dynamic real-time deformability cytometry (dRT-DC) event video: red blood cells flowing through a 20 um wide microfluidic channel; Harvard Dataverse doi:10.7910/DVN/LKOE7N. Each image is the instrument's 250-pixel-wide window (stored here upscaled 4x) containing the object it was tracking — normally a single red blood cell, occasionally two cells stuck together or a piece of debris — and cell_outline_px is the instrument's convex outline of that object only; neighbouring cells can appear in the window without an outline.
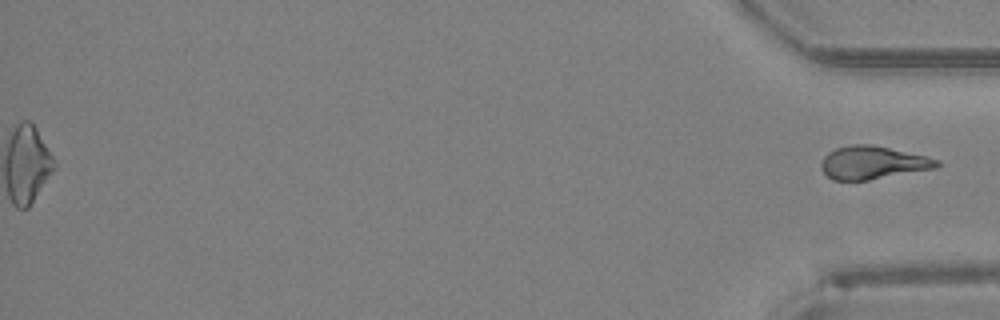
{"species": "Egyptian fruit bat (a non-hibernating species)", "species_latin": "Rousettus aegyptiacus", "temperature_condition": "room temperature", "stored_images_in_passage": 47, "segment_of_instrument_passage": [2, 2], "camera_frame_rate_fps": 3000, "um_per_image_px": 0.085, "animal": {"sex": "female"}, "frame": {"image": 1, "passage_image": 47, "time_ms": 15.333, "image_size_px": [1000, 320], "cell_outline_px": [[940, 164], [936, 168], [868, 180], [832, 180], [820, 168], [820, 164], [824, 156], [828, 152], [836, 148], [852, 144], [868, 144], [888, 148], [924, 156], [940, 160]], "centroid_in_image_um": [74.14, 13.83], "position_along_channel_um": 361.1, "area_um2": 22.02}}